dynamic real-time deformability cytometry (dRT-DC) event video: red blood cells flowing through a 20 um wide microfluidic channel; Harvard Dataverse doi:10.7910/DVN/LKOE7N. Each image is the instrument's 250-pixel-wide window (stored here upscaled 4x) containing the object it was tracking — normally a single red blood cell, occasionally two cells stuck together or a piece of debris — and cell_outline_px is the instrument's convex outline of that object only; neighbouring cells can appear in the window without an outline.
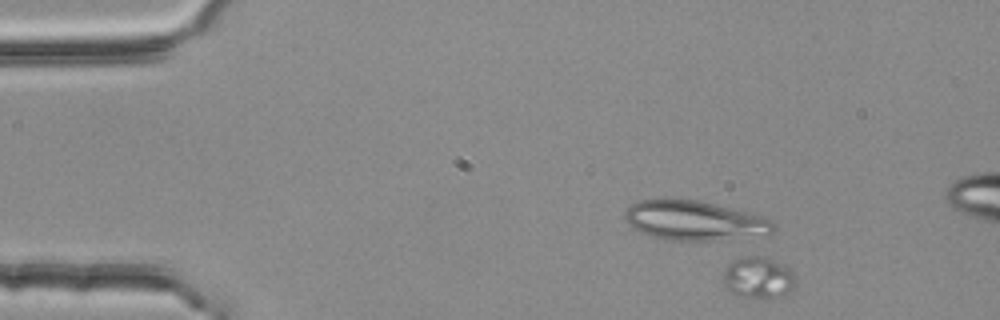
{"species": "common noctule bat (a hibernating species)", "species_latin": "Nyctalus noctula", "temperature_condition": "room temperature", "stored_images_in_passage": 7, "camera_frame_rate_fps": 3000, "um_per_image_px": 0.085, "animal": {"sex": "female", "body_mass_g": 25.1}, "frame": {"image": 1, "passage_image": 1, "time_ms": 0.0, "image_size_px": [1000, 320], "cell_outline_px": [[796, 288], [788, 296], [764, 300], [736, 296], [724, 288], [724, 272], [728, 264], [732, 260], [744, 256], [764, 256], [784, 264], [792, 272], [796, 280]], "centroid_in_image_um": [64.49, 23.65], "position_along_channel_um": 20.5, "area_um2": 18.44}}